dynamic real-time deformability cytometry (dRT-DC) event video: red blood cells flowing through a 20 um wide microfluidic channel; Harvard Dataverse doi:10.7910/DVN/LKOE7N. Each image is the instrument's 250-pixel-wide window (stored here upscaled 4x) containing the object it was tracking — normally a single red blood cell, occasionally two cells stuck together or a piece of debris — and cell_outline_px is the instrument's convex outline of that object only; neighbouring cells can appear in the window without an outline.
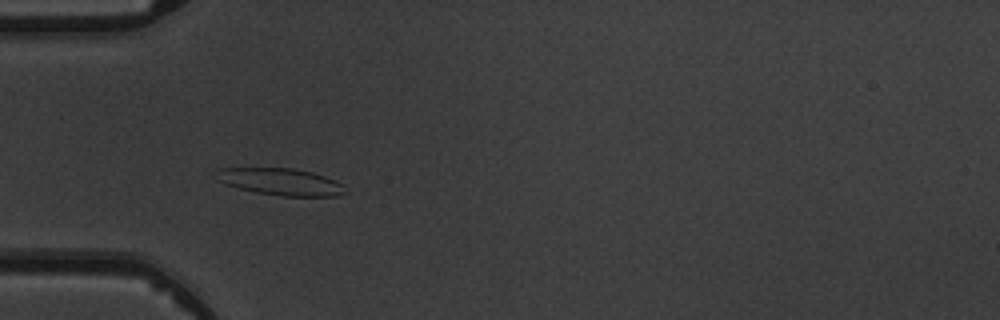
{"species": "common noctule bat (a hibernating species)", "species_latin": "Nyctalus noctula", "temperature_condition": "warm", "stored_images_in_passage": 4, "camera_frame_rate_fps": 3000, "um_per_image_px": 0.085, "animal": {"sex": "male", "body_mass_g": 19.5, "forearm_length_mm": 54.6}, "frame": {"image": 1, "passage_image": 3, "time_ms": 2.333, "image_size_px": [1000, 320], "cell_outline_px": [[348, 192], [336, 196], [280, 196], [256, 192], [224, 184], [216, 180], [220, 168], [292, 168], [312, 172], [336, 180], [344, 184]], "centroid_in_image_um": [23.92, 15.46], "position_along_channel_um": 61.1, "area_um2": 20.29}}